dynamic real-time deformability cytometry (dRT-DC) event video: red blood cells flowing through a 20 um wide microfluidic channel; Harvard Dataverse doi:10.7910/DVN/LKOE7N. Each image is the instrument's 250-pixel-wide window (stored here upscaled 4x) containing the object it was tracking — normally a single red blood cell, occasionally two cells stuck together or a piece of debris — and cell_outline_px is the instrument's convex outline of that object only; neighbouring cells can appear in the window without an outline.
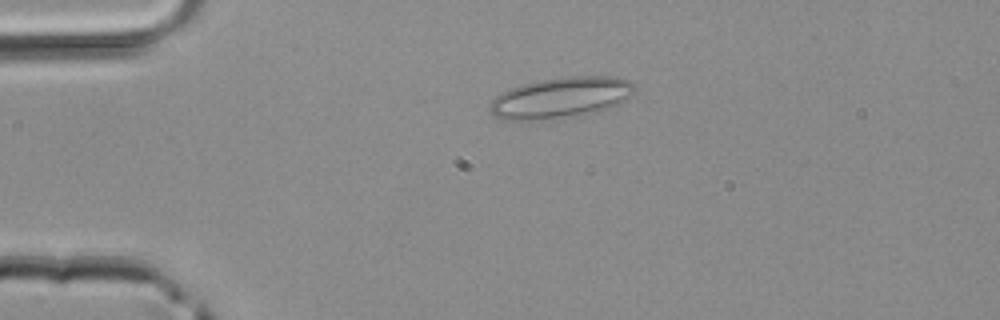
{"species": "common noctule bat (a hibernating species)", "species_latin": "Nyctalus noctula", "temperature_condition": "room temperature", "stored_images_in_passage": 3, "camera_frame_rate_fps": 3000, "um_per_image_px": 0.085, "animal": {"sex": "male", "body_mass_g": 20.4}, "frame": {"image": 1, "passage_image": 2, "time_ms": 0.333, "image_size_px": [1000, 320], "cell_outline_px": [[636, 92], [624, 100], [604, 112], [580, 116], [528, 120], [504, 120], [496, 116], [488, 108], [492, 100], [500, 92], [524, 84], [540, 80], [568, 76], [616, 76], [628, 80], [636, 84]], "centroid_in_image_um": [47.75, 8.3], "position_along_channel_um": 37.3, "area_um2": 34.91}}